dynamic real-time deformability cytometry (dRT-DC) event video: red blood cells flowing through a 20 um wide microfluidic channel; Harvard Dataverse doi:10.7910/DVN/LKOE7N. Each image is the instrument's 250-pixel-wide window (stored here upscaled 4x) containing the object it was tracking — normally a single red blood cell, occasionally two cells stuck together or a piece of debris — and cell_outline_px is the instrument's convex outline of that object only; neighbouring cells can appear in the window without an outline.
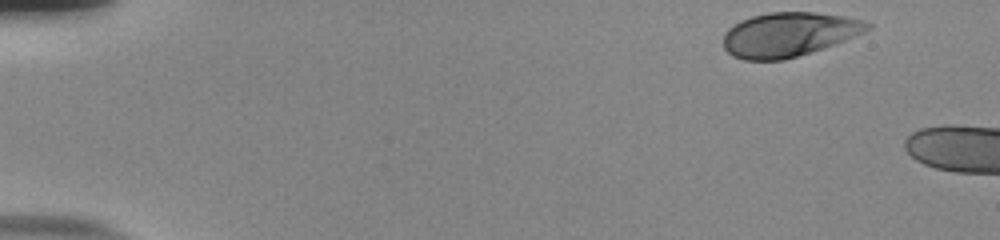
{"species": "human", "species_latin": "Homo sapiens", "temperature_condition": "room temperature", "stored_images_in_passage": 11, "camera_frame_rate_fps": 3000, "um_per_image_px": 0.085, "donor": {"sex": "male"}, "frame": {"image": 1, "passage_image": 1, "time_ms": 0.0, "image_size_px": [1000, 240], "cell_outline_px": [[872, 28], [864, 32], [824, 48], [784, 60], [744, 60], [732, 56], [724, 48], [724, 32], [732, 24], [740, 20], [752, 16], [768, 12], [816, 12], [844, 16], [864, 20], [872, 24]], "centroid_in_image_um": [67.04, 2.92], "position_along_channel_um": 18.0, "area_um2": 37.34}}